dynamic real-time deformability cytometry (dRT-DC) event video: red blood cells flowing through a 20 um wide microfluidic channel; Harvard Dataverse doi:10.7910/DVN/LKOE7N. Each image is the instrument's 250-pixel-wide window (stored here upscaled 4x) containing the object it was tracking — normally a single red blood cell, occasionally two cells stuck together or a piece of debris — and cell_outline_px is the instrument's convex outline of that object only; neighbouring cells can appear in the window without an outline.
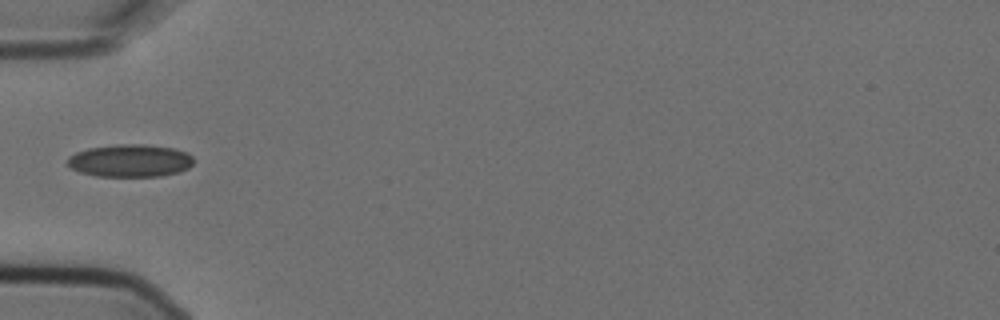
{"species": "Egyptian fruit bat (a non-hibernating species)", "species_latin": "Rousettus aegyptiacus", "temperature_condition": "cold", "stored_images_in_passage": 1, "camera_frame_rate_fps": 3000, "um_per_image_px": 0.085, "animal": {"sex": "female"}, "frame": {"image": 1, "passage_image": 1, "time_ms": 0.0, "image_size_px": [1000, 320], "cell_outline_px": [[192, 164], [188, 168], [180, 172], [160, 176], [96, 176], [80, 172], [72, 168], [68, 164], [68, 156], [76, 152], [88, 148], [116, 144], [144, 144], [172, 148], [184, 152], [192, 156]], "centroid_in_image_um": [11.04, 13.65], "position_along_channel_um": 74.0, "area_um2": 23.87}}